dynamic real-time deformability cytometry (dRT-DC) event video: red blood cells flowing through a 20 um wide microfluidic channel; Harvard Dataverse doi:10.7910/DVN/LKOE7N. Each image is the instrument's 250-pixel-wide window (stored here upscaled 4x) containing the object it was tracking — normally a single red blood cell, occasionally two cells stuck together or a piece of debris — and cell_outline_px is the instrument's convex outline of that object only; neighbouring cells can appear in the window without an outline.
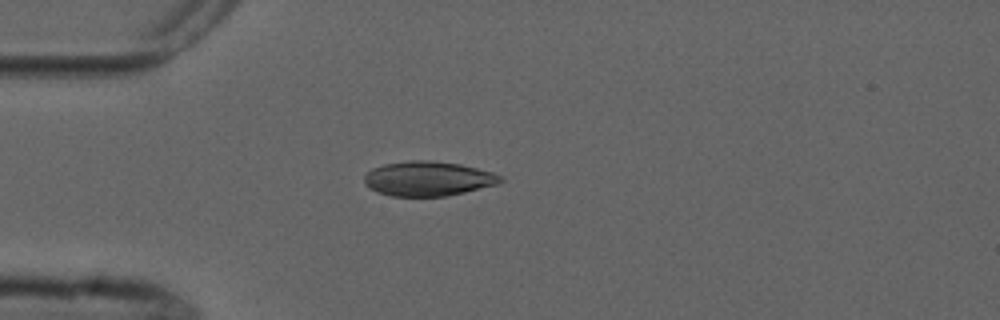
{"species": "common noctule bat (a hibernating species)", "species_latin": "Nyctalus noctula", "temperature_condition": "cold", "stored_images_in_passage": 2, "camera_frame_rate_fps": 3000, "um_per_image_px": 0.085, "animal": {"sex": "male", "forearm_length_mm": 52.5}, "frame": {"image": 1, "passage_image": 2, "time_ms": 1.0, "image_size_px": [1000, 320], "cell_outline_px": [[504, 180], [496, 184], [448, 196], [392, 196], [376, 192], [368, 188], [364, 184], [364, 176], [372, 168], [384, 164], [412, 160], [428, 160], [460, 164], [492, 172], [500, 176]], "centroid_in_image_um": [36.33, 15.19], "position_along_channel_um": 48.7, "area_um2": 27.4}}